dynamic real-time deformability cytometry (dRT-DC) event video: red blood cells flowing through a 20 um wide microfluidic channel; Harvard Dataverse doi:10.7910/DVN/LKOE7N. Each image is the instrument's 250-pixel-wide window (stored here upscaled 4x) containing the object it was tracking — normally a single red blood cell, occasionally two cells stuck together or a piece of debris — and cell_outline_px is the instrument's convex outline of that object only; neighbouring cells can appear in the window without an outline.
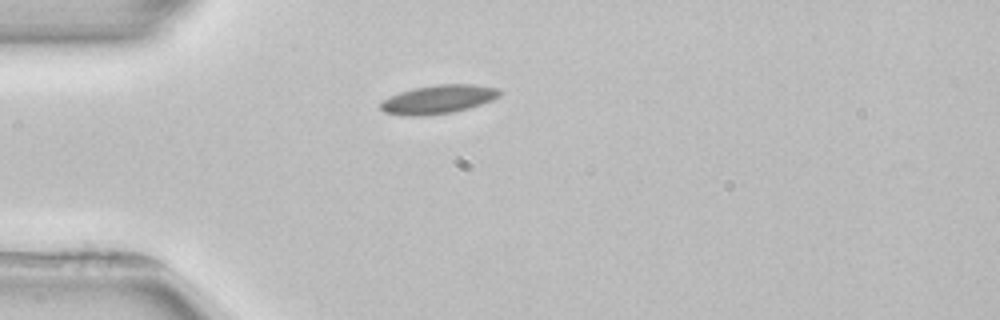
{"species": "common noctule bat (a hibernating species)", "species_latin": "Nyctalus noctula", "temperature_condition": "room temperature", "stored_images_in_passage": 1, "camera_frame_rate_fps": 3000, "um_per_image_px": 0.085, "animal": {"sex": "female", "body_mass_g": 22.7, "forearm_length_mm": 54.2}, "frame": {"image": 1, "passage_image": 1, "time_ms": 0.0, "image_size_px": [1000, 320], "cell_outline_px": [[504, 92], [500, 96], [492, 100], [468, 108], [452, 112], [424, 116], [408, 116], [384, 112], [380, 108], [380, 100], [400, 92], [412, 88], [436, 84], [472, 84], [500, 88]], "centroid_in_image_um": [37.26, 8.43], "position_along_channel_um": 47.7, "area_um2": 20.11}}